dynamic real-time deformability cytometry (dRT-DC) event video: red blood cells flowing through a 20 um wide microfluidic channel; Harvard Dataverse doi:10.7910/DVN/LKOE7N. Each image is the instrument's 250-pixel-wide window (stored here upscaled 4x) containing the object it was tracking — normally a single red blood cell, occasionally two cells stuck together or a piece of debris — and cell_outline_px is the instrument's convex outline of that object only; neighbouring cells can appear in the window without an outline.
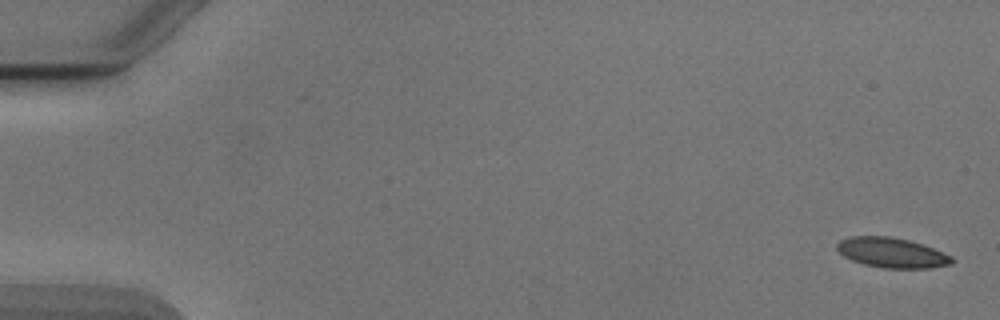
{"species": "Egyptian fruit bat (a non-hibernating species)", "species_latin": "Rousettus aegyptiacus", "temperature_condition": "cold", "stored_images_in_passage": 7, "camera_frame_rate_fps": 3000, "um_per_image_px": 0.085, "animal": {"sex": "male"}, "frame": {"image": 1, "passage_image": 1, "time_ms": 0.0, "image_size_px": [1000, 320], "cell_outline_px": [[956, 260], [952, 264], [932, 268], [884, 268], [864, 264], [852, 260], [844, 256], [836, 248], [836, 244], [840, 240], [852, 236], [888, 236], [908, 240], [924, 244], [952, 256]], "centroid_in_image_um": [75.84, 21.48], "position_along_channel_um": 9.2, "area_um2": 20.17}}
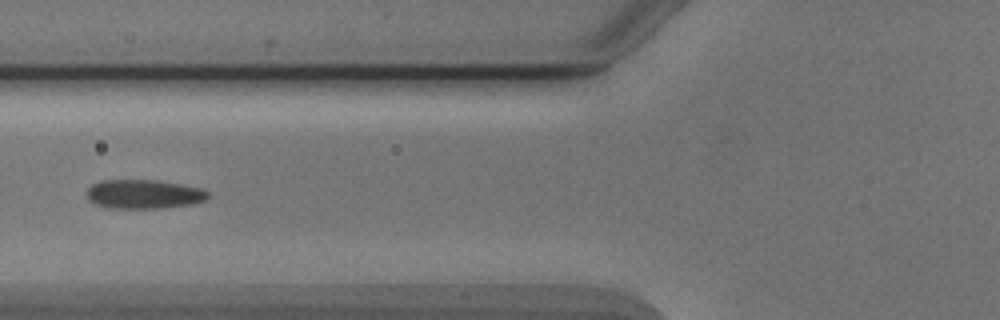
{"frame": {"image": 2, "passage_image": 6, "time_ms": 6.667, "image_size_px": [1000, 320], "cell_outline_px": [[208, 196], [204, 200], [192, 204], [160, 208], [108, 208], [96, 204], [88, 200], [88, 188], [92, 184], [100, 180], [156, 180], [180, 184], [200, 188], [208, 192]], "centroid_in_image_um": [12.19, 16.5], "position_along_channel_um": 113.6, "area_um2": 20.4}}
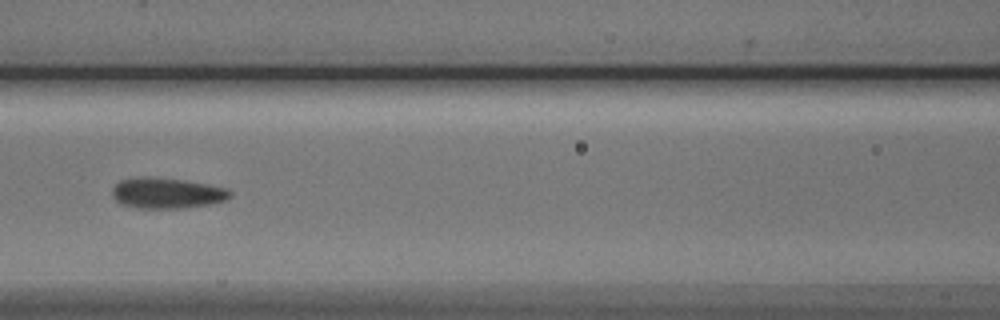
{"frame": {"image": 3, "passage_image": 7, "time_ms": 7.667, "image_size_px": [1000, 320], "cell_outline_px": [[232, 196], [224, 200], [208, 204], [180, 208], [136, 208], [124, 204], [116, 200], [112, 196], [112, 188], [120, 180], [144, 176], [148, 176], [184, 180], [228, 188], [232, 192]], "centroid_in_image_um": [14.18, 16.4], "position_along_channel_um": 152.4, "area_um2": 20.98}}